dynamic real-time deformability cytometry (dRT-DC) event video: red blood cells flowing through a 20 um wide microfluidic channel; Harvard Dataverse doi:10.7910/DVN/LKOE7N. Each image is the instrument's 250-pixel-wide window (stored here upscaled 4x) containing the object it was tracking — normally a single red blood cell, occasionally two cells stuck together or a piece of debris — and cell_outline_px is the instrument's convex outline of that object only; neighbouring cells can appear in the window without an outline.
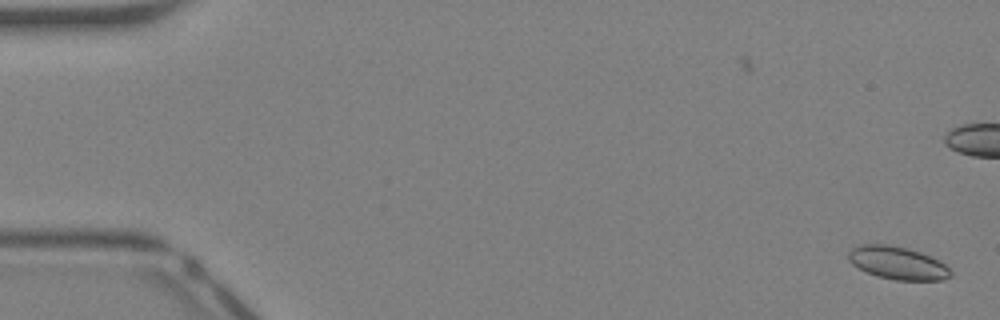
{"species": "Egyptian fruit bat (a non-hibernating species)", "species_latin": "Rousettus aegyptiacus", "temperature_condition": "warm", "stored_images_in_passage": 43, "camera_frame_rate_fps": 3000, "um_per_image_px": 0.085, "animal": {"sex": "female"}, "frame": {"image": 1, "passage_image": 1, "time_ms": 0.0, "image_size_px": [1000, 320], "cell_outline_px": [[952, 276], [944, 280], [896, 280], [876, 276], [852, 264], [848, 260], [848, 252], [852, 248], [860, 244], [888, 244], [908, 248], [920, 252], [940, 260], [952, 272]], "centroid_in_image_um": [76.31, 22.35], "position_along_channel_um": 8.7, "area_um2": 19.65}}
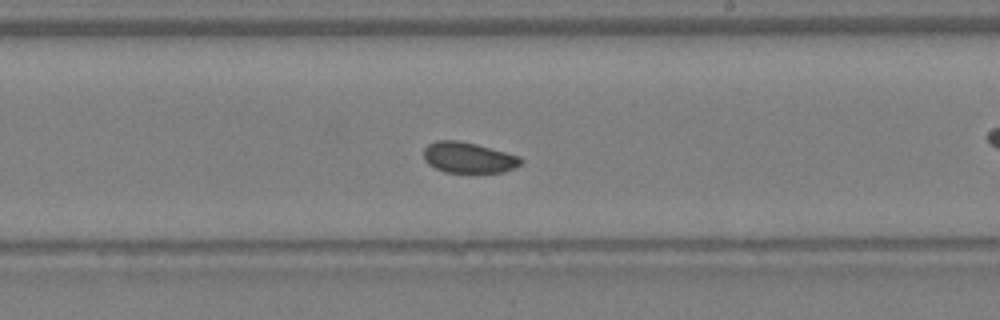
{"frame": {"image": 2, "passage_image": 25, "time_ms": 8.0, "image_size_px": [1000, 320], "cell_outline_px": [[524, 160], [520, 164], [504, 172], [444, 172], [428, 164], [424, 160], [424, 148], [428, 144], [436, 140], [460, 140], [476, 144], [520, 156]], "centroid_in_image_um": [39.8, 13.38], "position_along_channel_um": 249.2, "area_um2": 17.4}}
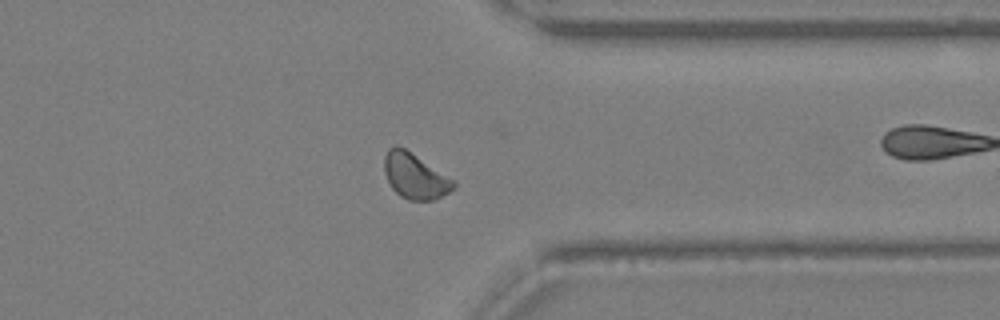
{"frame": {"image": 3, "passage_image": 33, "time_ms": 10.667, "image_size_px": [1000, 320], "cell_outline_px": [[456, 188], [432, 200], [408, 200], [400, 196], [392, 188], [384, 172], [384, 156], [388, 148], [396, 144], [404, 148], [456, 180]], "centroid_in_image_um": [35.28, 14.95], "position_along_channel_um": 376.1, "area_um2": 18.38}, "authors_computed_cell_mechanics": {"area_um2": 18.3804, "velocity_mm_per_s": 4.8911, "shape_relaxation_time_tau1_ms": 6.0572, "shape_relaxation_time_tau2_ms": 8.6776, "deformation_change_tau1": 0.089, "deformation_change_tau2": 0.1236}}